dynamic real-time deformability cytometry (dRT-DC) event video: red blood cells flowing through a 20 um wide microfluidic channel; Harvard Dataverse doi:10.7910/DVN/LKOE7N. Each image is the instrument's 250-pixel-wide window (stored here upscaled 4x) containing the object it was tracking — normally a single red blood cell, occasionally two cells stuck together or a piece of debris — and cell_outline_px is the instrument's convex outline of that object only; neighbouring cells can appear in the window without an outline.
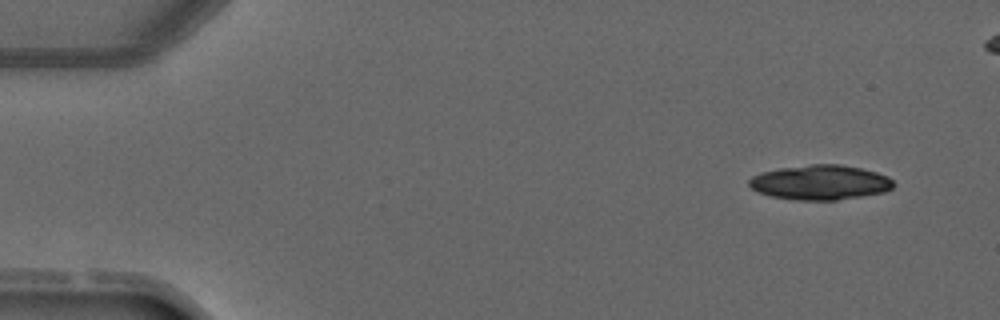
{"species": "common noctule bat (a hibernating species)", "species_latin": "Nyctalus noctula", "temperature_condition": "warm", "stored_images_in_passage": 4, "segment_of_instrument_passage": [1, 2], "camera_frame_rate_fps": 3000, "um_per_image_px": 0.085, "animal": {"sex": "male", "forearm_length_mm": 52.5}, "frame": {"image": 1, "passage_image": 1, "time_ms": 0.0, "image_size_px": [1000, 320], "cell_outline_px": [[896, 184], [892, 188], [884, 192], [836, 200], [796, 200], [772, 196], [760, 192], [752, 188], [748, 184], [748, 180], [752, 176], [760, 172], [780, 168], [812, 164], [840, 164], [860, 168], [876, 172], [888, 176]], "centroid_in_image_um": [69.72, 15.5], "position_along_channel_um": 15.3, "area_um2": 29.19}}